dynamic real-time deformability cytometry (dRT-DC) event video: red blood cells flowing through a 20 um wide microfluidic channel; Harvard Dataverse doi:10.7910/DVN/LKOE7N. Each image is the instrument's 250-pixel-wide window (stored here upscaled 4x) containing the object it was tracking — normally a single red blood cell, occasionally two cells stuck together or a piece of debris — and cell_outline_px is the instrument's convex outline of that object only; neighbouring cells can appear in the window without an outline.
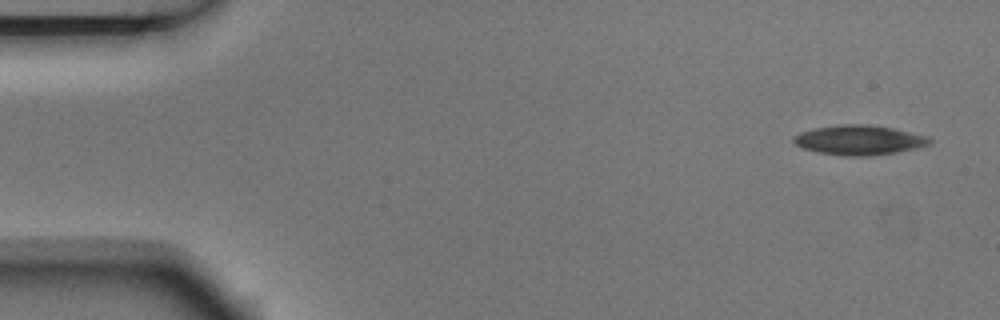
{"species": "Egyptian fruit bat (a non-hibernating species)", "species_latin": "Rousettus aegyptiacus", "temperature_condition": "room temperature", "stored_images_in_passage": 5, "camera_frame_rate_fps": 3000, "um_per_image_px": 0.085, "animal": {"sex": "male"}, "frame": {"image": 1, "passage_image": 1, "time_ms": 0.0, "image_size_px": [1000, 320], "cell_outline_px": [[932, 144], [916, 148], [896, 152], [868, 156], [844, 156], [820, 152], [804, 148], [796, 144], [792, 140], [792, 136], [800, 132], [816, 128], [836, 124], [868, 124], [892, 128], [932, 136]], "centroid_in_image_um": [73.08, 11.89], "position_along_channel_um": 11.9, "area_um2": 23.7}}